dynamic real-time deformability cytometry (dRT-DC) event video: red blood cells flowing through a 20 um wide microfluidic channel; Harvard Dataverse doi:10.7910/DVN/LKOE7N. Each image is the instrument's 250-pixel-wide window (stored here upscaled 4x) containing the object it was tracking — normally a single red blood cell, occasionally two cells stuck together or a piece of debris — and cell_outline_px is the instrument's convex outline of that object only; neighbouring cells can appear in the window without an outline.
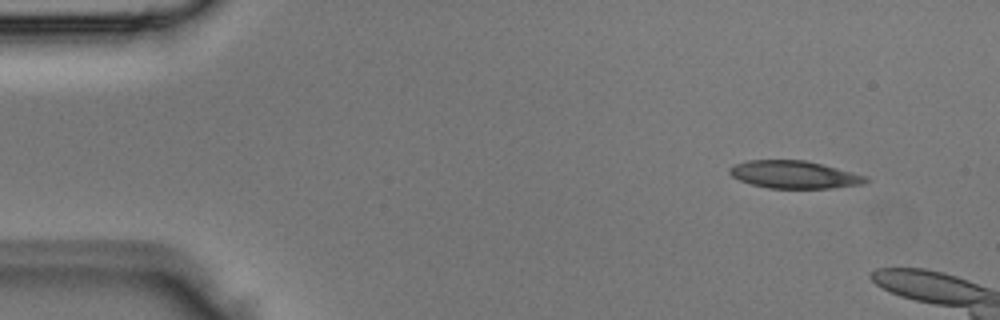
{"species": "Egyptian fruit bat (a non-hibernating species)", "species_latin": "Rousettus aegyptiacus", "temperature_condition": "room temperature", "stored_images_in_passage": 9, "camera_frame_rate_fps": 3000, "um_per_image_px": 0.085, "animal": {"sex": "male"}, "frame": {"image": 1, "passage_image": 1, "time_ms": 0.0, "image_size_px": [1000, 320], "cell_outline_px": [[868, 180], [860, 184], [832, 188], [768, 188], [752, 184], [740, 180], [732, 176], [728, 172], [728, 168], [736, 164], [748, 160], [804, 160], [836, 168], [864, 176]], "centroid_in_image_um": [67.43, 14.84], "position_along_channel_um": 17.6, "area_um2": 21.44}}
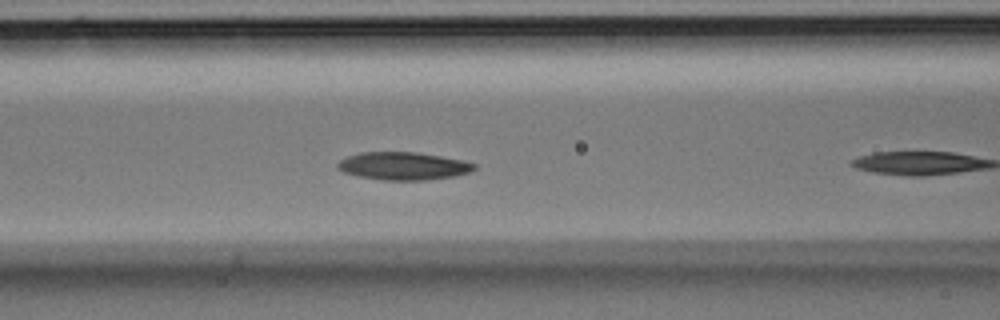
{"frame": {"image": 2, "passage_image": 7, "time_ms": 2.0, "image_size_px": [1000, 320], "cell_outline_px": [[476, 168], [468, 172], [452, 176], [424, 180], [384, 180], [360, 176], [344, 172], [336, 168], [336, 164], [340, 160], [348, 156], [360, 152], [416, 152], [464, 160], [476, 164]], "centroid_in_image_um": [34.26, 14.1], "position_along_channel_um": 132.3, "area_um2": 21.96}}